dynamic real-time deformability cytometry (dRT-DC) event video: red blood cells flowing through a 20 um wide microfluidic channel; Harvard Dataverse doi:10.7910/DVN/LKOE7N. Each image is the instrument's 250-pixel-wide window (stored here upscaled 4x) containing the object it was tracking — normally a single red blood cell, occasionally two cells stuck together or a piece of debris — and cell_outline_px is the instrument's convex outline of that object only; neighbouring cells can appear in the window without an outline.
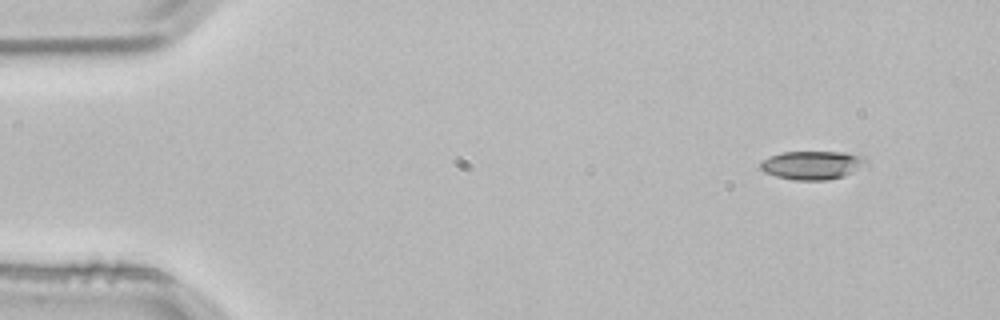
{"species": "common noctule bat (a hibernating species)", "species_latin": "Nyctalus noctula", "temperature_condition": "room temperature", "stored_images_in_passage": 2, "camera_frame_rate_fps": 3000, "um_per_image_px": 0.085, "animal": {"sex": "male", "body_mass_g": 21.5, "forearm_length_mm": 52.0}, "frame": {"image": 1, "passage_image": 1, "time_ms": 0.0, "image_size_px": [1000, 320], "cell_outline_px": [[868, 164], [844, 176], [828, 180], [796, 180], [776, 176], [764, 172], [760, 168], [760, 160], [784, 152], [844, 152], [864, 156], [868, 160]], "centroid_in_image_um": [69.07, 14.03], "position_along_channel_um": 15.9, "area_um2": 17.63}}